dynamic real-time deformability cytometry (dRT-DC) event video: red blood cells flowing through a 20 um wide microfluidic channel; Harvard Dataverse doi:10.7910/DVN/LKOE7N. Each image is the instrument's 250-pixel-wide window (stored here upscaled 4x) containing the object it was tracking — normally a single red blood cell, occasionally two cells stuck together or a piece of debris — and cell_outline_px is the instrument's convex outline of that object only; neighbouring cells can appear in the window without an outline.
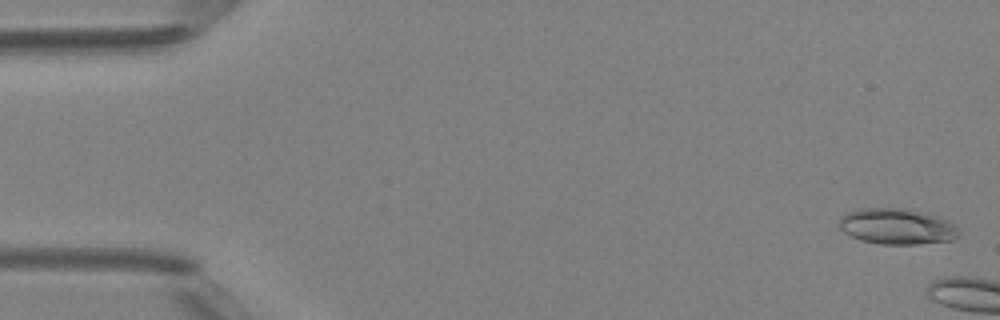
{"species": "Egyptian fruit bat (a non-hibernating species)", "species_latin": "Rousettus aegyptiacus", "temperature_condition": "room temperature", "stored_images_in_passage": 6, "camera_frame_rate_fps": 3000, "um_per_image_px": 0.085, "animal": {"sex": "female"}, "frame": {"image": 1, "passage_image": 2, "time_ms": 0.333, "image_size_px": [1000, 320], "cell_outline_px": [[960, 232], [952, 240], [916, 244], [880, 244], [860, 240], [844, 232], [840, 228], [840, 216], [844, 212], [860, 208], [908, 208], [928, 212], [940, 216], [948, 220]], "centroid_in_image_um": [76.23, 19.22], "position_along_channel_um": 8.8, "area_um2": 25.26}}